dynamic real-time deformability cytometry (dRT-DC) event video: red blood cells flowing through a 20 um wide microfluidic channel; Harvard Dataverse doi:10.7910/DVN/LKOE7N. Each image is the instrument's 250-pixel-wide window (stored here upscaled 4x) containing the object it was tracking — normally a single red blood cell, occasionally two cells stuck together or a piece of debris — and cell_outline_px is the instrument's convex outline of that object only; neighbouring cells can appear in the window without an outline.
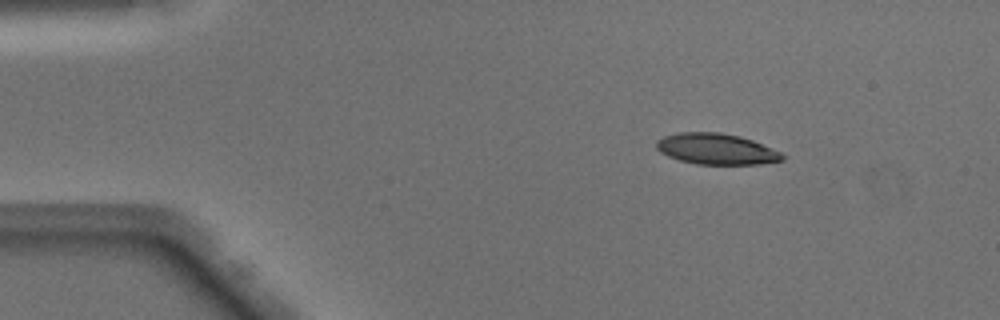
{"species": "Egyptian fruit bat (a non-hibernating species)", "species_latin": "Rousettus aegyptiacus", "temperature_condition": "warm", "stored_images_in_passage": 43, "camera_frame_rate_fps": 3000, "um_per_image_px": 0.085, "animal": {"sex": "male"}, "frame": {"image": 1, "passage_image": 1, "time_ms": 0.0, "image_size_px": [1000, 320], "cell_outline_px": [[784, 160], [760, 164], [696, 164], [680, 160], [668, 156], [660, 152], [656, 148], [656, 140], [664, 136], [680, 132], [720, 132], [740, 136], [752, 140], [780, 152], [784, 156]], "centroid_in_image_um": [60.86, 12.66], "position_along_channel_um": 24.1, "area_um2": 22.66}}
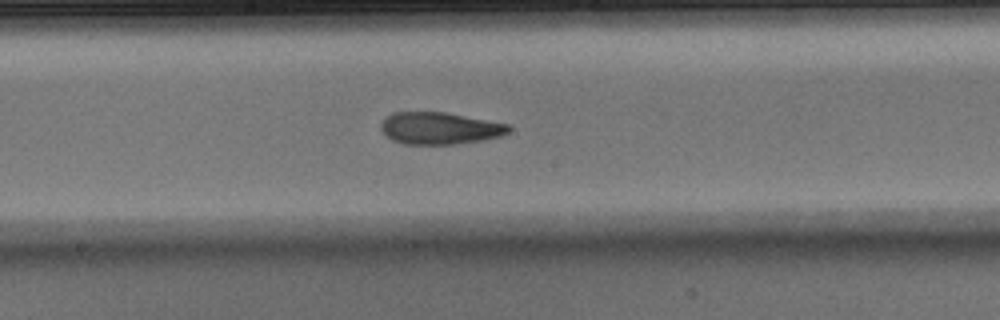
{"frame": {"image": 2, "passage_image": 20, "time_ms": 6.333, "image_size_px": [1000, 320], "cell_outline_px": [[512, 128], [508, 132], [500, 136], [484, 140], [456, 144], [404, 144], [392, 140], [380, 128], [380, 124], [384, 116], [392, 112], [444, 112], [512, 124]], "centroid_in_image_um": [37.39, 10.89], "position_along_channel_um": 210.8, "area_um2": 24.1}}
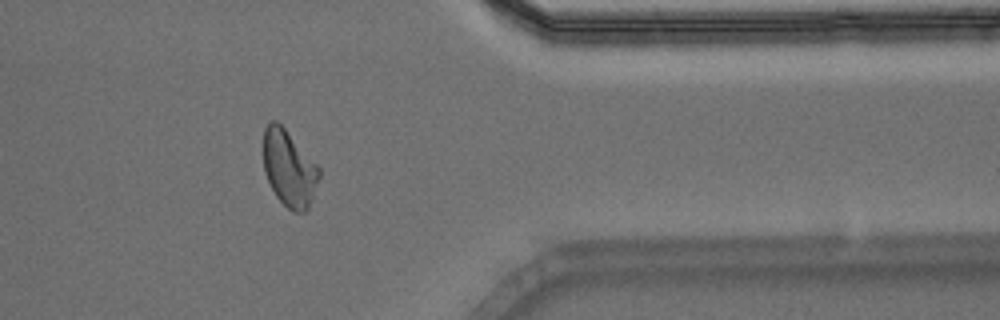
{"frame": {"image": 3, "passage_image": 34, "time_ms": 11.0, "image_size_px": [1000, 320], "cell_outline_px": [[320, 176], [308, 208], [304, 212], [292, 212], [276, 196], [264, 172], [264, 128], [272, 120], [276, 120], [284, 128], [320, 168]], "centroid_in_image_um": [24.57, 14.32], "position_along_channel_um": 386.8, "area_um2": 24.33}, "authors_computed_cell_mechanics": {"area_um2": 24.3916, "velocity_mm_per_s": 4.0962, "shape_relaxation_time_tau1_ms": 5.9972, "shape_relaxation_time_tau2_ms": 1.529, "deformation_change_tau1": 0.2056, "deformation_change_tau2": 0.0928}}